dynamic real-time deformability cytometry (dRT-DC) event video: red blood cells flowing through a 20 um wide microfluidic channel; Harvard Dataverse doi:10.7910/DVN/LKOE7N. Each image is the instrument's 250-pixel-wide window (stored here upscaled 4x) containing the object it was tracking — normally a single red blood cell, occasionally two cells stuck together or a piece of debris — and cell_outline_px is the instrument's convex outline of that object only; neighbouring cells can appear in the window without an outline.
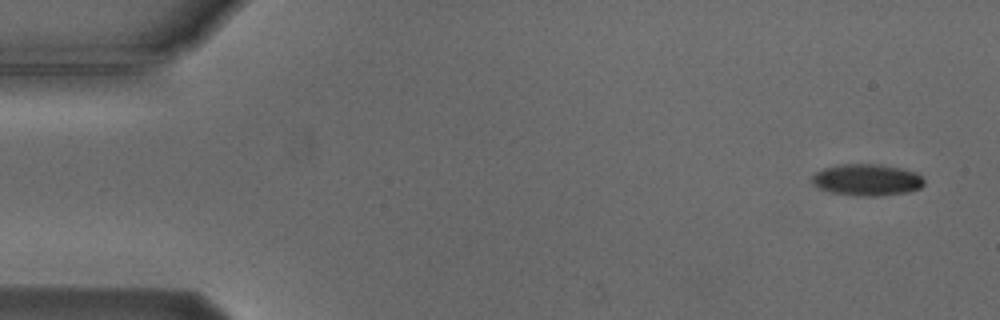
{"species": "Egyptian fruit bat (a non-hibernating species)", "species_latin": "Rousettus aegyptiacus", "temperature_condition": "cold", "stored_images_in_passage": 6, "camera_frame_rate_fps": 3000, "um_per_image_px": 0.085, "animal": {"sex": "male"}, "frame": {"image": 1, "passage_image": 1, "time_ms": 0.0, "image_size_px": [1000, 320], "cell_outline_px": [[924, 184], [920, 188], [908, 192], [876, 196], [860, 196], [832, 192], [820, 188], [812, 180], [812, 176], [816, 172], [824, 168], [840, 164], [880, 164], [900, 168], [916, 172], [924, 180]], "centroid_in_image_um": [73.72, 15.28], "position_along_channel_um": 11.3, "area_um2": 20.46}}
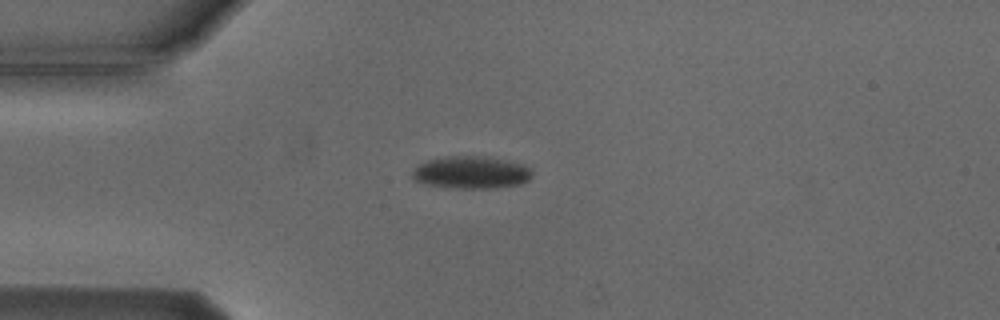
{"frame": {"image": 2, "passage_image": 4, "time_ms": 3.667, "image_size_px": [1000, 320], "cell_outline_px": [[532, 176], [528, 180], [520, 184], [496, 188], [456, 188], [428, 184], [416, 180], [412, 176], [412, 168], [416, 164], [428, 160], [444, 156], [476, 156], [504, 160], [520, 164], [528, 168], [532, 172]], "centroid_in_image_um": [40.0, 14.66], "position_along_channel_um": 45.0, "area_um2": 22.43}}
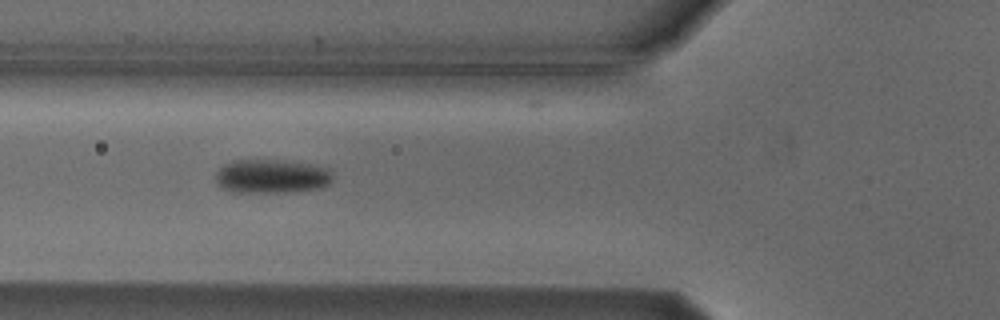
{"frame": {"image": 3, "passage_image": 6, "time_ms": 5.667, "image_size_px": [1000, 320], "cell_outline_px": [[332, 180], [328, 184], [320, 188], [288, 192], [228, 192], [216, 180], [216, 172], [224, 164], [236, 160], [268, 160], [308, 164], [328, 168], [332, 176]], "centroid_in_image_um": [23.07, 15.0], "position_along_channel_um": 102.7, "area_um2": 22.77}}